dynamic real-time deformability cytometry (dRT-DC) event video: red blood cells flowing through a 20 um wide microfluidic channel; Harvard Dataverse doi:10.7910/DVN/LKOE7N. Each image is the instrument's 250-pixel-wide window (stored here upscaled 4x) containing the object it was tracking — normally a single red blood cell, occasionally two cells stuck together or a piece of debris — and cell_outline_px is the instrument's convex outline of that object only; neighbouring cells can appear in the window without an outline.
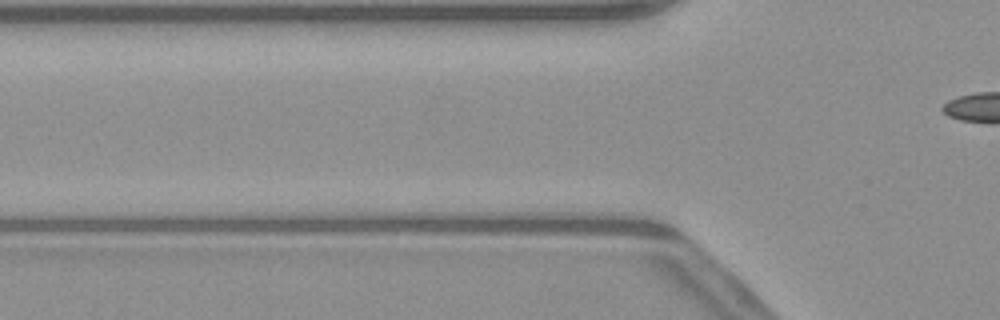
{"species": "common noctule bat (a hibernating species)", "species_latin": "Nyctalus noctula", "temperature_condition": "warm", "stored_images_in_passage": 3, "camera_frame_rate_fps": 3000, "um_per_image_px": 0.085, "animal": {"sex": "male", "body_mass_g": 23.1, "forearm_length_mm": 52.7}, "frame": {"image": 1, "passage_image": 2, "time_ms": 0.333, "image_size_px": [1000, 320], "cell_outline_px": [[504, 232], [384, 232], [316, 228], [308, 220], [344, 212], [500, 212]], "centroid_in_image_um": [35.08, 18.86], "position_along_channel_um": 90.7, "area_um2": 25.55}}